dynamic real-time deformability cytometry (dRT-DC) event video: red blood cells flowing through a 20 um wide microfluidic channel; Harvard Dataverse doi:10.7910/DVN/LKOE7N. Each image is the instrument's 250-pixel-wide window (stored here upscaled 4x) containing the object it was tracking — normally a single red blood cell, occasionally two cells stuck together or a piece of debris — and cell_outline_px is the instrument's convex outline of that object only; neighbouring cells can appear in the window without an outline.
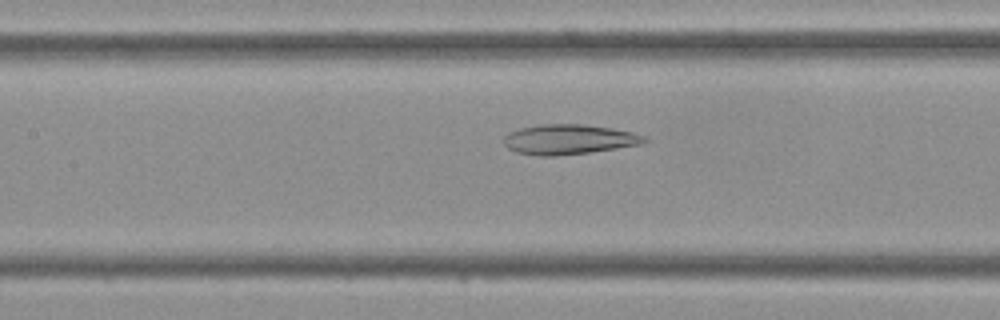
{"species": "Egyptian fruit bat (a non-hibernating species)", "species_latin": "Rousettus aegyptiacus", "temperature_condition": "cold", "stored_images_in_passage": 32, "camera_frame_rate_fps": 3000, "um_per_image_px": 0.085, "frame": {"image": 1, "passage_image": 12, "time_ms": 3.667, "image_size_px": [1000, 320], "cell_outline_px": [[648, 140], [644, 144], [588, 152], [556, 156], [540, 156], [516, 152], [508, 148], [504, 144], [504, 136], [508, 132], [520, 128], [536, 124], [584, 124], [612, 128], [632, 132], [644, 136]], "centroid_in_image_um": [48.33, 11.84], "position_along_channel_um": 159.1, "area_um2": 24.62}}
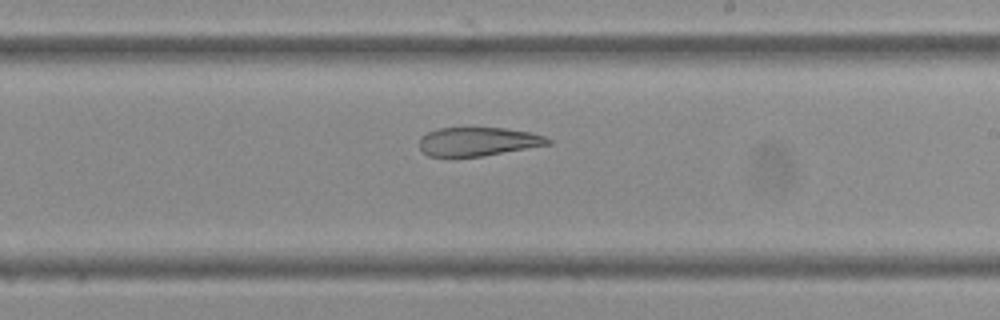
{"frame": {"image": 2, "passage_image": 18, "time_ms": 5.667, "image_size_px": [1000, 320], "cell_outline_px": [[552, 144], [484, 156], [428, 156], [420, 148], [420, 136], [436, 128], [504, 128], [532, 132], [544, 136], [552, 140]], "centroid_in_image_um": [40.67, 12.03], "position_along_channel_um": 248.3, "area_um2": 21.56}}
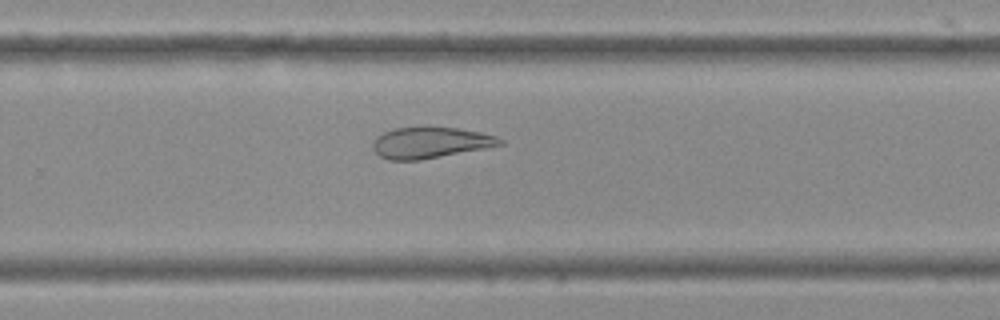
{"frame": {"image": 3, "passage_image": 21, "time_ms": 6.667, "image_size_px": [1000, 320], "cell_outline_px": [[504, 144], [484, 148], [420, 160], [388, 160], [380, 156], [372, 148], [372, 144], [376, 136], [384, 132], [396, 128], [428, 124], [456, 128], [480, 132], [496, 136], [504, 140]], "centroid_in_image_um": [36.55, 12.09], "position_along_channel_um": 293.3, "area_um2": 23.52}}